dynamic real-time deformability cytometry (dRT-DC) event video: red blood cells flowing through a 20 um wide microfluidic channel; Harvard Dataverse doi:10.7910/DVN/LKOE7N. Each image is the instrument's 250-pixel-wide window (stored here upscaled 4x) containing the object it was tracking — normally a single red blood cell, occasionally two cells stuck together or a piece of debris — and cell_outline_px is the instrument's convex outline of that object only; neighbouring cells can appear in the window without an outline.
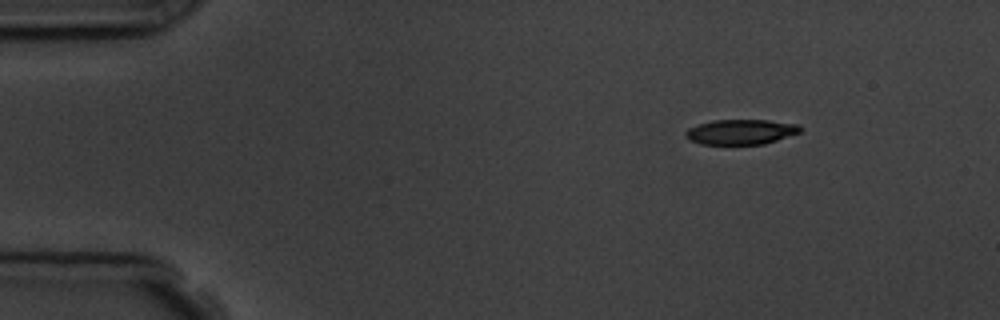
{"species": "common noctule bat (a hibernating species)", "species_latin": "Nyctalus noctula", "temperature_condition": "room temperature", "stored_images_in_passage": 6, "camera_frame_rate_fps": 3000, "um_per_image_px": 0.085, "animal": {"sex": "male", "body_mass_g": 19.5, "forearm_length_mm": 54.6}, "frame": {"image": 1, "passage_image": 1, "time_ms": 0.0, "image_size_px": [1000, 320], "cell_outline_px": [[804, 128], [800, 132], [764, 144], [700, 144], [688, 140], [684, 136], [684, 132], [688, 128], [696, 124], [712, 120], [768, 120], [800, 124]], "centroid_in_image_um": [62.94, 11.2], "position_along_channel_um": 22.1, "area_um2": 16.99}}
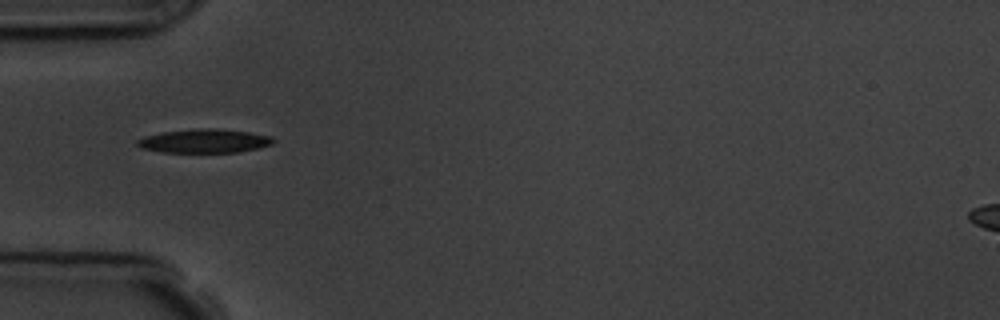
{"frame": {"image": 2, "passage_image": 4, "time_ms": 3.333, "image_size_px": [1000, 320], "cell_outline_px": [[276, 140], [272, 144], [256, 148], [236, 152], [160, 152], [140, 148], [136, 144], [136, 140], [144, 136], [164, 132], [200, 128], [216, 128], [248, 132], [272, 136]], "centroid_in_image_um": [17.35, 11.98], "position_along_channel_um": 67.7, "area_um2": 18.79}}